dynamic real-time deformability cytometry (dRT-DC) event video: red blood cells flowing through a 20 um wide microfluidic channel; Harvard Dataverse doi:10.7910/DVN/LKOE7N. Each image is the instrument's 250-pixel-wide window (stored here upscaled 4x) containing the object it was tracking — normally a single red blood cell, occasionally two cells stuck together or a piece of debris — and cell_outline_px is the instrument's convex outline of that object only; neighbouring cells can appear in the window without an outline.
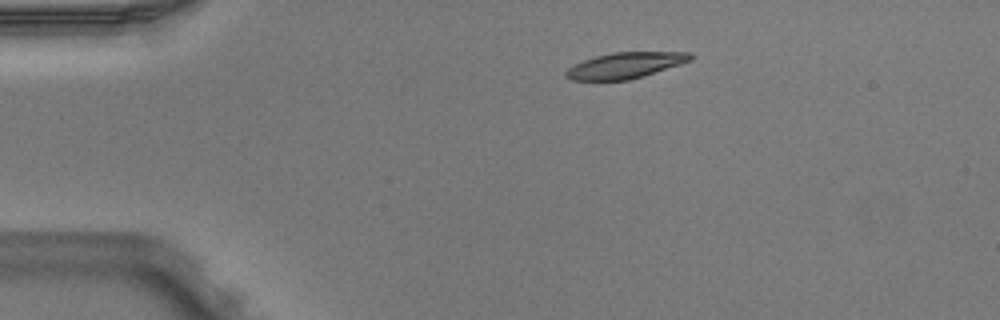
{"species": "Egyptian fruit bat (a non-hibernating species)", "species_latin": "Rousettus aegyptiacus", "temperature_condition": "warm", "stored_images_in_passage": 4, "camera_frame_rate_fps": 3000, "um_per_image_px": 0.085, "animal": {"sex": "male"}, "frame": {"image": 1, "passage_image": 2, "time_ms": 0.333, "image_size_px": [1000, 320], "cell_outline_px": [[696, 56], [692, 60], [680, 64], [628, 80], [572, 80], [564, 76], [564, 72], [568, 68], [584, 60], [596, 56], [612, 52], [692, 52]], "centroid_in_image_um": [53.16, 5.54], "position_along_channel_um": 31.8, "area_um2": 18.67}}
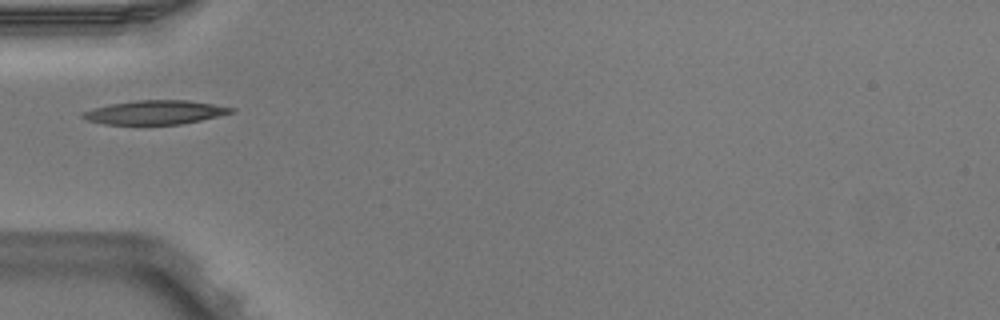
{"frame": {"image": 2, "passage_image": 4, "time_ms": 1.0, "image_size_px": [1000, 320], "cell_outline_px": [[236, 112], [200, 120], [180, 124], [104, 124], [88, 120], [80, 116], [80, 112], [92, 108], [112, 104], [136, 100], [188, 100], [236, 108]], "centroid_in_image_um": [13.18, 9.54], "position_along_channel_um": 71.8, "area_um2": 20.63}}